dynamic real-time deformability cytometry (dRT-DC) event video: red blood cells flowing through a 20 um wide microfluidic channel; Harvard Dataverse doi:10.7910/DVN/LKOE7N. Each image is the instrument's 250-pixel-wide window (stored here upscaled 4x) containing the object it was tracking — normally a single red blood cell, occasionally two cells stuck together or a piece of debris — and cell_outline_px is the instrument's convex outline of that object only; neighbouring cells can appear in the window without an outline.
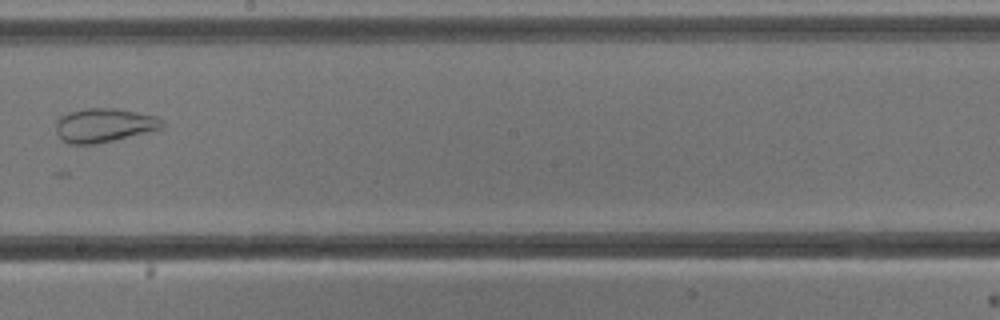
{"species": "common noctule bat (a hibernating species)", "species_latin": "Nyctalus noctula", "temperature_condition": "cold", "stored_images_in_passage": 10, "camera_frame_rate_fps": 3000, "um_per_image_px": 0.085, "animal": {"sex": "male", "body_mass_g": 13.3}, "frame": {"image": 1, "passage_image": 8, "time_ms": 8.333, "image_size_px": [1000, 320], "cell_outline_px": [[164, 128], [96, 144], [68, 144], [56, 132], [56, 120], [60, 116], [68, 112], [84, 108], [116, 108], [156, 116], [164, 120]], "centroid_in_image_um": [8.85, 10.63], "position_along_channel_um": 239.4, "area_um2": 21.04}}